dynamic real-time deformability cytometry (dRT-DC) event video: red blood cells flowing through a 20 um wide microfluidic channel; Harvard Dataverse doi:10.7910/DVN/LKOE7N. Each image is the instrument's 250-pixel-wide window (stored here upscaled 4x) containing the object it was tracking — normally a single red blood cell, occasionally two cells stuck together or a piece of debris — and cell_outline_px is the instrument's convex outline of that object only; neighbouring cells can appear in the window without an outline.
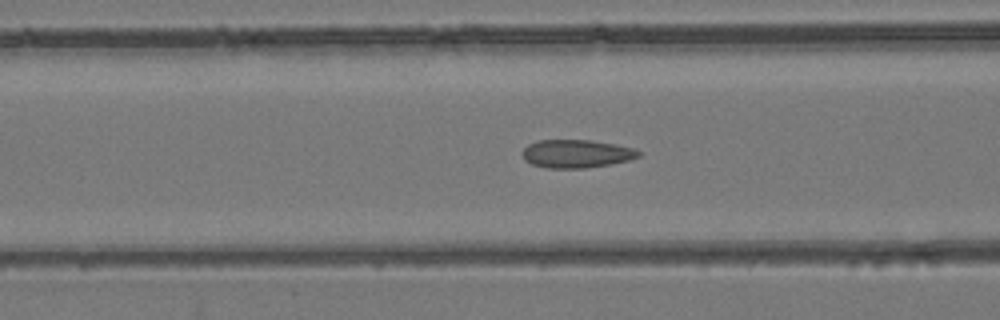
{"species": "common noctule bat (a hibernating species)", "species_latin": "Nyctalus noctula", "temperature_condition": "room temperature", "stored_images_in_passage": 39, "camera_frame_rate_fps": 3000, "um_per_image_px": 0.085, "animal": {"sex": "female", "body_mass_g": 24.6, "forearm_length_mm": 56.2}, "frame": {"image": 1, "passage_image": 7, "time_ms": 2.0, "image_size_px": [1000, 320], "cell_outline_px": [[640, 156], [628, 160], [612, 164], [584, 168], [548, 168], [532, 164], [524, 160], [520, 152], [528, 144], [540, 140], [592, 140], [616, 144], [636, 148], [640, 152]], "centroid_in_image_um": [48.99, 13.06], "position_along_channel_um": 117.6, "area_um2": 19.25}}
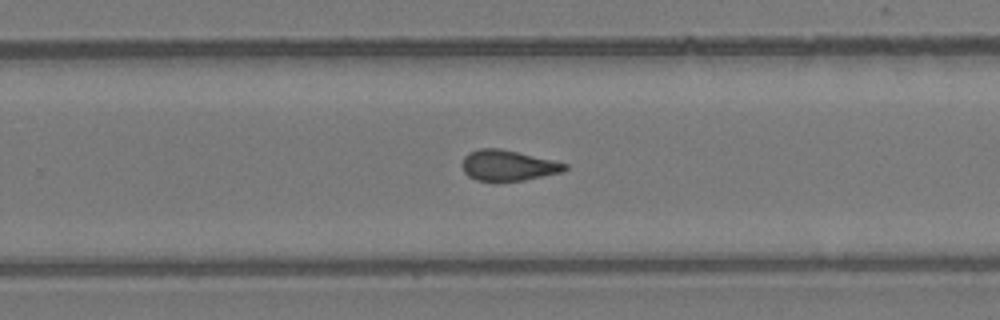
{"frame": {"image": 2, "passage_image": 20, "time_ms": 6.333, "image_size_px": [1000, 320], "cell_outline_px": [[568, 168], [564, 172], [524, 180], [496, 184], [476, 180], [468, 176], [464, 172], [460, 164], [464, 156], [468, 152], [480, 148], [500, 148], [552, 160], [568, 164]], "centroid_in_image_um": [43.13, 14.1], "position_along_channel_um": 286.7, "area_um2": 19.02}}
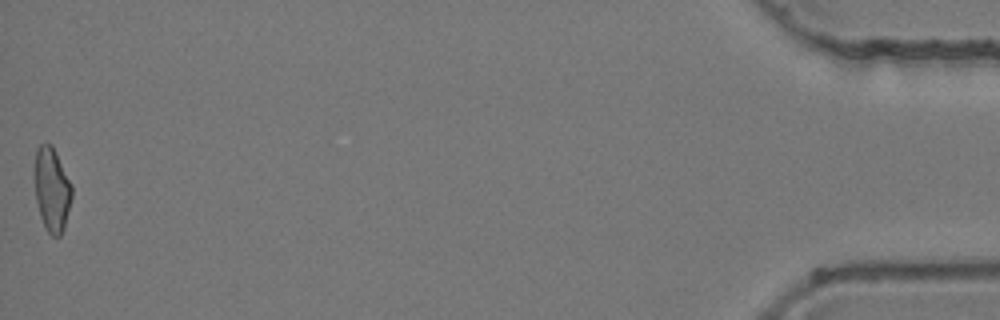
{"frame": {"image": 3, "passage_image": 39, "time_ms": 12.667, "image_size_px": [1000, 320], "cell_outline_px": [[72, 196], [64, 228], [60, 236], [52, 236], [48, 232], [40, 216], [36, 200], [32, 176], [36, 148], [40, 144], [52, 144], [72, 184]], "centroid_in_image_um": [4.38, 16.06], "position_along_channel_um": 430.8, "area_um2": 18.67}, "authors_computed_cell_mechanics": {"area_um2": 18.785, "velocity_mm_per_s": 3.8982, "shape_relaxation_time_tau1_ms": null, "shape_relaxation_time_tau2_ms": 1.7584, "deformation_change_tau1": null, "deformation_change_tau2": 0.0749}}